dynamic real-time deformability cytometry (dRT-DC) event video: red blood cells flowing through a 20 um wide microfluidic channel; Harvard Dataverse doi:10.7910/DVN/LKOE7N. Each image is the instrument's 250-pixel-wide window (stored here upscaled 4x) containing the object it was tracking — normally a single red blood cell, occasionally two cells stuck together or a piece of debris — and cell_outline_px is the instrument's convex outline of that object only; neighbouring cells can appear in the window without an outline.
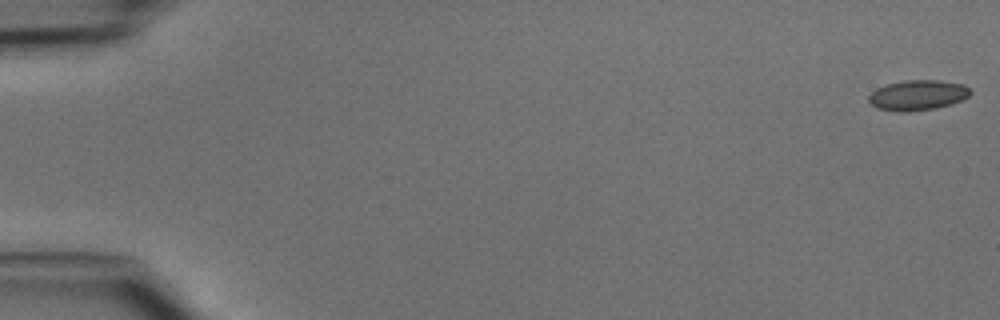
{"species": "common noctule bat (a hibernating species)", "species_latin": "Nyctalus noctula", "temperature_condition": "cold", "stored_images_in_passage": 48, "camera_frame_rate_fps": 3000, "um_per_image_px": 0.085, "animal": {"sex": "male", "body_mass_g": 15.6}, "frame": {"image": 1, "passage_image": 1, "time_ms": 0.0, "image_size_px": [1000, 320], "cell_outline_px": [[972, 92], [968, 96], [960, 100], [948, 104], [932, 108], [904, 112], [896, 112], [876, 108], [868, 100], [868, 96], [876, 88], [884, 84], [904, 80], [936, 80], [964, 84]], "centroid_in_image_um": [77.94, 8.07], "position_along_channel_um": 7.1, "area_um2": 17.8}}
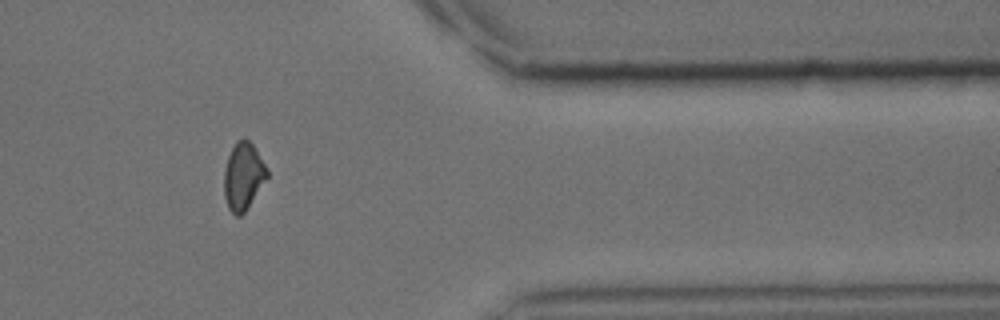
{"frame": {"image": 2, "passage_image": 40, "time_ms": 13.0, "image_size_px": [1000, 320], "cell_outline_px": [[268, 176], [244, 212], [240, 216], [236, 216], [228, 208], [224, 196], [224, 168], [228, 156], [236, 140], [248, 140], [256, 148], [268, 168]], "centroid_in_image_um": [20.67, 14.97], "position_along_channel_um": 390.7, "area_um2": 16.76}}
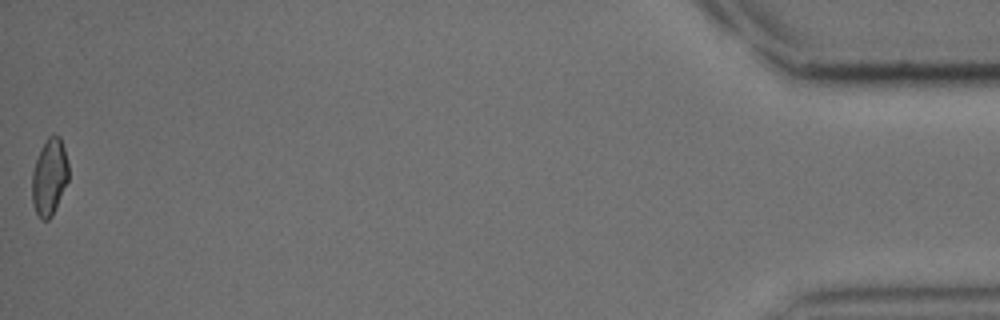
{"frame": {"image": 3, "passage_image": 48, "time_ms": 15.667, "image_size_px": [1000, 320], "cell_outline_px": [[68, 180], [52, 216], [48, 220], [44, 220], [36, 212], [32, 200], [32, 172], [40, 148], [48, 136], [52, 132], [60, 136], [64, 148], [68, 164]], "centroid_in_image_um": [4.2, 14.99], "position_along_channel_um": 431.0, "area_um2": 16.3}}